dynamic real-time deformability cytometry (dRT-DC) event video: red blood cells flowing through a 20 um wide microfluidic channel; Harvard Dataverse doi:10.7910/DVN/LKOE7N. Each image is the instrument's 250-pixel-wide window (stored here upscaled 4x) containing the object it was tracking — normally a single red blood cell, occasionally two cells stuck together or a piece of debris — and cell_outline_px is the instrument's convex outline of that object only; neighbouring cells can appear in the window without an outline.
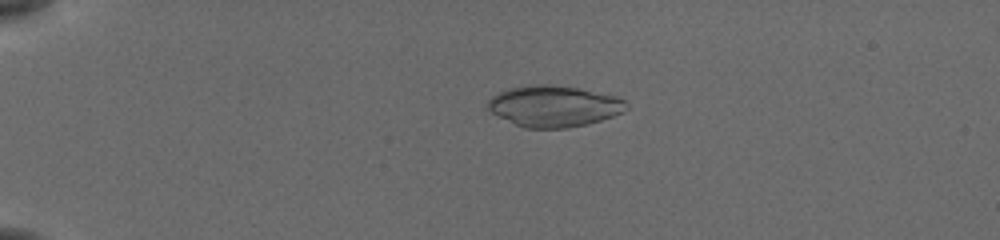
{"species": "common noctule bat (a hibernating species)", "species_latin": "Nyctalus noctula", "temperature_condition": "cold", "stored_images_in_passage": 55, "camera_frame_rate_fps": 3000, "um_per_image_px": 0.085, "animal": {"sex": "female", "body_mass_g": 19.5, "forearm_length_mm": 54.1}, "frame": {"image": 1, "passage_image": 14, "time_ms": 4.333, "image_size_px": [1000, 240], "cell_outline_px": [[628, 108], [624, 112], [600, 120], [568, 128], [524, 128], [492, 112], [488, 108], [488, 100], [492, 96], [500, 92], [512, 88], [536, 84], [540, 84], [576, 88], [616, 96], [624, 100], [628, 104]], "centroid_in_image_um": [47.11, 9.03], "position_along_channel_um": 37.9, "area_um2": 32.6}}
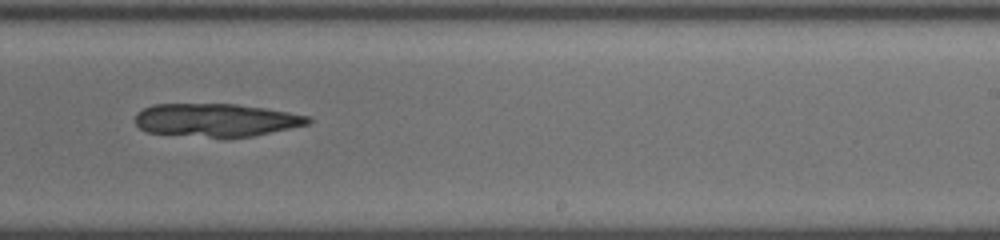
{"frame": {"image": 2, "passage_image": 37, "time_ms": 12.0, "image_size_px": [1000, 240], "cell_outline_px": [[312, 120], [308, 124], [252, 136], [208, 136], [148, 132], [140, 128], [136, 124], [136, 112], [152, 104], [236, 104], [264, 108], [288, 112], [308, 116]], "centroid_in_image_um": [18.35, 10.18], "position_along_channel_um": 270.6, "area_um2": 32.6}}
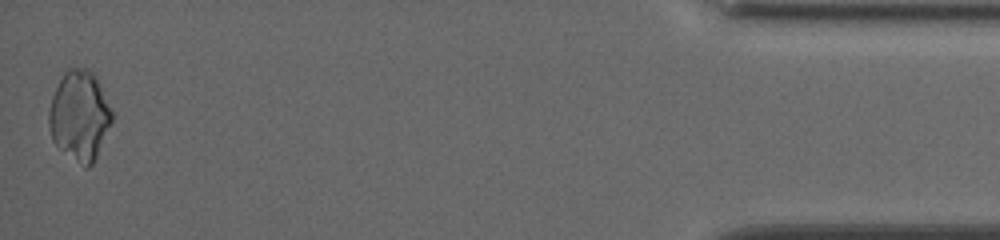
{"frame": {"image": 3, "passage_image": 55, "time_ms": 18.0, "image_size_px": [1000, 240], "cell_outline_px": [[112, 120], [96, 156], [92, 164], [88, 168], [84, 168], [56, 144], [52, 140], [48, 124], [48, 112], [52, 96], [64, 72], [68, 68], [88, 68], [96, 76], [112, 112]], "centroid_in_image_um": [6.74, 9.81], "position_along_channel_um": 428.5, "area_um2": 32.54}}